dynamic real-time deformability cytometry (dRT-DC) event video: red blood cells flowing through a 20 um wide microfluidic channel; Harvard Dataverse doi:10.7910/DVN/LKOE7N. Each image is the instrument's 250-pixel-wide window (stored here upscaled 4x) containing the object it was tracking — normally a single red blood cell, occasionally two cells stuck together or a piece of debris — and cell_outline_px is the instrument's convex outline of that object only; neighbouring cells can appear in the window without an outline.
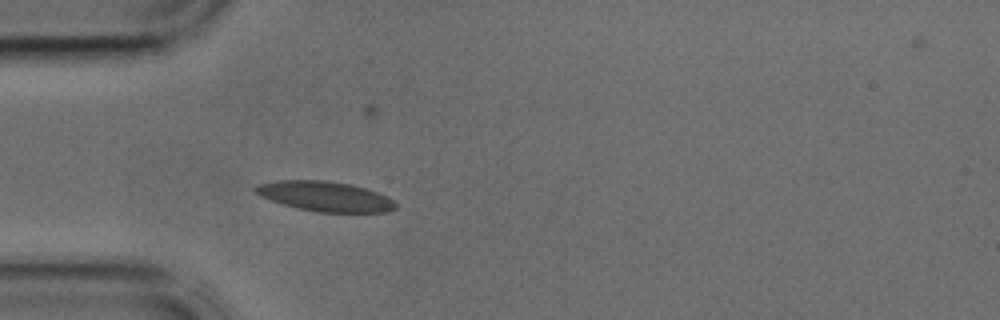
{"species": "common noctule bat (a hibernating species)", "species_latin": "Nyctalus noctula", "temperature_condition": "cold", "stored_images_in_passage": 1, "camera_frame_rate_fps": 3000, "um_per_image_px": 0.085, "animal": {"sex": "male", "body_mass_g": 17.9, "forearm_length_mm": 54.2}, "frame": {"image": 1, "passage_image": 1, "time_ms": 0.0, "image_size_px": [1000, 320], "cell_outline_px": [[396, 208], [384, 212], [320, 212], [300, 208], [284, 204], [260, 196], [252, 188], [260, 184], [276, 180], [324, 180], [352, 184], [376, 192], [392, 200], [396, 204]], "centroid_in_image_um": [27.61, 16.68], "position_along_channel_um": 57.4, "area_um2": 24.04}}